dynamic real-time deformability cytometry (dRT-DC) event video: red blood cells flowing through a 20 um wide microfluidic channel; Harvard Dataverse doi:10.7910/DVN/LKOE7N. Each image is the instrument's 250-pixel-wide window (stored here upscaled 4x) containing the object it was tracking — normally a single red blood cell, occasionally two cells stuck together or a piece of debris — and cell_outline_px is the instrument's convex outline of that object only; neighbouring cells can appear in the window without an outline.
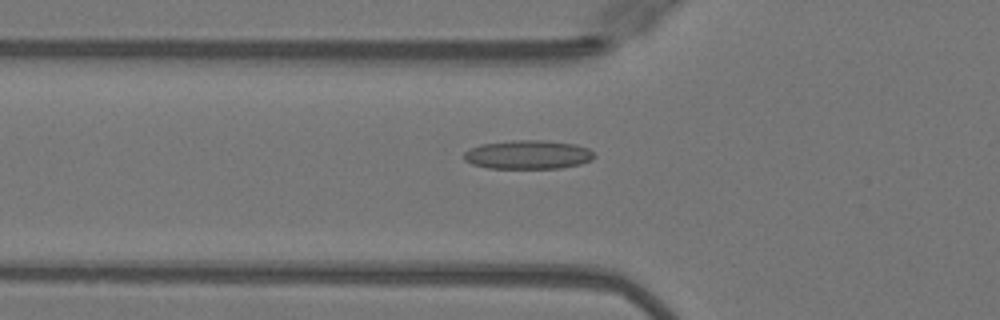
{"species": "Egyptian fruit bat (a non-hibernating species)", "species_latin": "Rousettus aegyptiacus", "temperature_condition": "warm", "stored_images_in_passage": 37, "camera_frame_rate_fps": 3000, "um_per_image_px": 0.085, "animal": {"sex": "female"}, "frame": {"image": 1, "passage_image": 9, "time_ms": 2.667, "image_size_px": [1000, 320], "cell_outline_px": [[596, 156], [592, 160], [580, 164], [560, 168], [488, 168], [472, 164], [464, 160], [464, 152], [480, 144], [512, 140], [544, 140], [576, 144], [588, 148]], "centroid_in_image_um": [44.89, 13.14], "position_along_channel_um": 80.9, "area_um2": 21.96}}
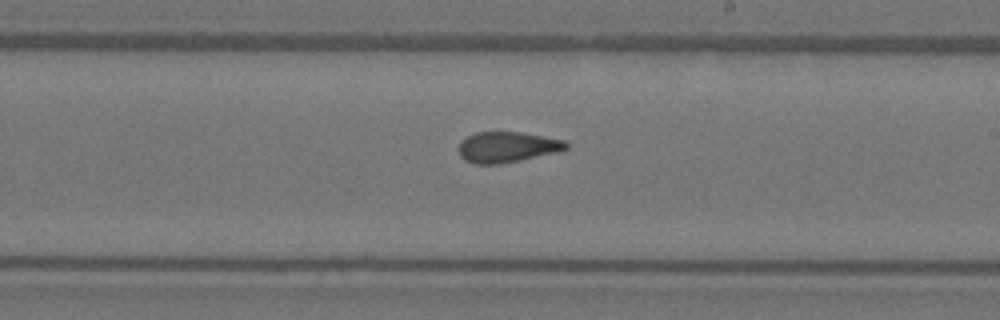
{"frame": {"image": 2, "passage_image": 21, "time_ms": 6.667, "image_size_px": [1000, 320], "cell_outline_px": [[568, 148], [556, 152], [520, 160], [500, 164], [476, 164], [464, 160], [460, 156], [460, 140], [476, 132], [520, 132], [564, 140], [568, 144]], "centroid_in_image_um": [43.09, 12.5], "position_along_channel_um": 245.9, "area_um2": 19.02}}
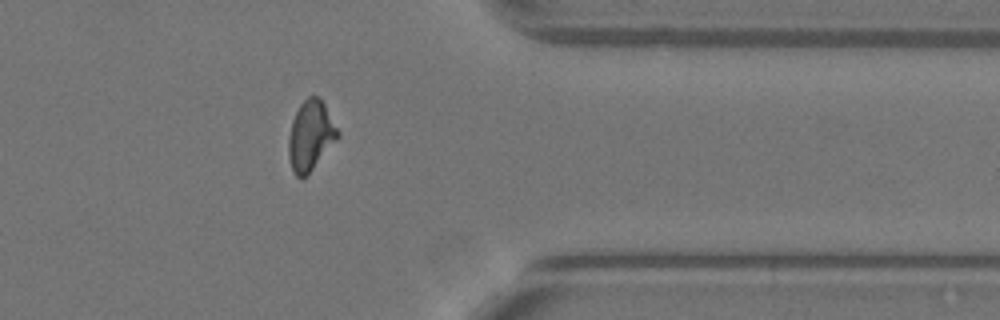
{"frame": {"image": 3, "passage_image": 32, "time_ms": 10.333, "image_size_px": [1000, 320], "cell_outline_px": [[340, 136], [312, 168], [300, 180], [292, 172], [288, 156], [288, 136], [292, 120], [300, 104], [308, 96], [316, 96], [324, 104], [340, 132]], "centroid_in_image_um": [26.37, 11.53], "position_along_channel_um": 385.0, "area_um2": 19.83}}